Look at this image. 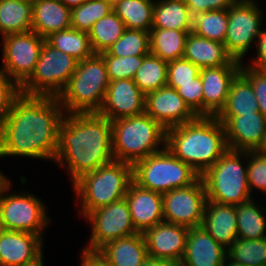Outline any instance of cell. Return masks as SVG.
<instances>
[{
    "label": "cell",
    "instance_id": "1",
    "mask_svg": "<svg viewBox=\"0 0 266 266\" xmlns=\"http://www.w3.org/2000/svg\"><path fill=\"white\" fill-rule=\"evenodd\" d=\"M64 115L57 97L21 94L0 123V158L22 156L54 162Z\"/></svg>",
    "mask_w": 266,
    "mask_h": 266
},
{
    "label": "cell",
    "instance_id": "2",
    "mask_svg": "<svg viewBox=\"0 0 266 266\" xmlns=\"http://www.w3.org/2000/svg\"><path fill=\"white\" fill-rule=\"evenodd\" d=\"M113 160L112 123L108 118L98 113H65L58 128L54 161L66 167L72 184Z\"/></svg>",
    "mask_w": 266,
    "mask_h": 266
},
{
    "label": "cell",
    "instance_id": "3",
    "mask_svg": "<svg viewBox=\"0 0 266 266\" xmlns=\"http://www.w3.org/2000/svg\"><path fill=\"white\" fill-rule=\"evenodd\" d=\"M166 147L200 176L228 150L224 126L215 116L166 129Z\"/></svg>",
    "mask_w": 266,
    "mask_h": 266
},
{
    "label": "cell",
    "instance_id": "4",
    "mask_svg": "<svg viewBox=\"0 0 266 266\" xmlns=\"http://www.w3.org/2000/svg\"><path fill=\"white\" fill-rule=\"evenodd\" d=\"M111 123L114 160L134 165L166 147V129L146 113Z\"/></svg>",
    "mask_w": 266,
    "mask_h": 266
},
{
    "label": "cell",
    "instance_id": "5",
    "mask_svg": "<svg viewBox=\"0 0 266 266\" xmlns=\"http://www.w3.org/2000/svg\"><path fill=\"white\" fill-rule=\"evenodd\" d=\"M132 181L133 165L117 160L82 175L72 187L81 215L125 198Z\"/></svg>",
    "mask_w": 266,
    "mask_h": 266
},
{
    "label": "cell",
    "instance_id": "6",
    "mask_svg": "<svg viewBox=\"0 0 266 266\" xmlns=\"http://www.w3.org/2000/svg\"><path fill=\"white\" fill-rule=\"evenodd\" d=\"M109 83L103 56L94 53L78 62L67 86L57 98L67 114L98 113Z\"/></svg>",
    "mask_w": 266,
    "mask_h": 266
},
{
    "label": "cell",
    "instance_id": "7",
    "mask_svg": "<svg viewBox=\"0 0 266 266\" xmlns=\"http://www.w3.org/2000/svg\"><path fill=\"white\" fill-rule=\"evenodd\" d=\"M246 158L248 151L228 149L200 176L207 200L236 206L253 199L249 190L247 164L243 162Z\"/></svg>",
    "mask_w": 266,
    "mask_h": 266
},
{
    "label": "cell",
    "instance_id": "8",
    "mask_svg": "<svg viewBox=\"0 0 266 266\" xmlns=\"http://www.w3.org/2000/svg\"><path fill=\"white\" fill-rule=\"evenodd\" d=\"M200 175L175 157L167 147L133 165V181L145 189L164 194L193 184Z\"/></svg>",
    "mask_w": 266,
    "mask_h": 266
},
{
    "label": "cell",
    "instance_id": "9",
    "mask_svg": "<svg viewBox=\"0 0 266 266\" xmlns=\"http://www.w3.org/2000/svg\"><path fill=\"white\" fill-rule=\"evenodd\" d=\"M78 62L44 41L33 73L21 85V93L58 97L67 86Z\"/></svg>",
    "mask_w": 266,
    "mask_h": 266
},
{
    "label": "cell",
    "instance_id": "10",
    "mask_svg": "<svg viewBox=\"0 0 266 266\" xmlns=\"http://www.w3.org/2000/svg\"><path fill=\"white\" fill-rule=\"evenodd\" d=\"M10 181L7 179L0 186V217L5 230L29 232L43 237V231L51 223L45 203L31 192L10 194Z\"/></svg>",
    "mask_w": 266,
    "mask_h": 266
},
{
    "label": "cell",
    "instance_id": "11",
    "mask_svg": "<svg viewBox=\"0 0 266 266\" xmlns=\"http://www.w3.org/2000/svg\"><path fill=\"white\" fill-rule=\"evenodd\" d=\"M256 1L237 0L228 9L229 22L224 45L228 54L241 63L261 33L263 11Z\"/></svg>",
    "mask_w": 266,
    "mask_h": 266
},
{
    "label": "cell",
    "instance_id": "12",
    "mask_svg": "<svg viewBox=\"0 0 266 266\" xmlns=\"http://www.w3.org/2000/svg\"><path fill=\"white\" fill-rule=\"evenodd\" d=\"M85 219L92 226L86 250L98 251L108 242L137 233L125 198L91 211Z\"/></svg>",
    "mask_w": 266,
    "mask_h": 266
},
{
    "label": "cell",
    "instance_id": "13",
    "mask_svg": "<svg viewBox=\"0 0 266 266\" xmlns=\"http://www.w3.org/2000/svg\"><path fill=\"white\" fill-rule=\"evenodd\" d=\"M2 68L20 86L33 73L45 39L34 31L2 37Z\"/></svg>",
    "mask_w": 266,
    "mask_h": 266
},
{
    "label": "cell",
    "instance_id": "14",
    "mask_svg": "<svg viewBox=\"0 0 266 266\" xmlns=\"http://www.w3.org/2000/svg\"><path fill=\"white\" fill-rule=\"evenodd\" d=\"M164 221L187 228L202 225L206 191L199 177L193 184L162 194Z\"/></svg>",
    "mask_w": 266,
    "mask_h": 266
},
{
    "label": "cell",
    "instance_id": "15",
    "mask_svg": "<svg viewBox=\"0 0 266 266\" xmlns=\"http://www.w3.org/2000/svg\"><path fill=\"white\" fill-rule=\"evenodd\" d=\"M224 126L229 150L257 151L266 133V118L260 112L243 115H216Z\"/></svg>",
    "mask_w": 266,
    "mask_h": 266
},
{
    "label": "cell",
    "instance_id": "16",
    "mask_svg": "<svg viewBox=\"0 0 266 266\" xmlns=\"http://www.w3.org/2000/svg\"><path fill=\"white\" fill-rule=\"evenodd\" d=\"M144 113L165 129L193 121L198 117L177 90L167 85L145 94Z\"/></svg>",
    "mask_w": 266,
    "mask_h": 266
},
{
    "label": "cell",
    "instance_id": "17",
    "mask_svg": "<svg viewBox=\"0 0 266 266\" xmlns=\"http://www.w3.org/2000/svg\"><path fill=\"white\" fill-rule=\"evenodd\" d=\"M145 94L133 79L110 81L98 114L111 122L144 113Z\"/></svg>",
    "mask_w": 266,
    "mask_h": 266
},
{
    "label": "cell",
    "instance_id": "18",
    "mask_svg": "<svg viewBox=\"0 0 266 266\" xmlns=\"http://www.w3.org/2000/svg\"><path fill=\"white\" fill-rule=\"evenodd\" d=\"M188 232L189 228L182 225L166 221L157 223L143 233L148 256L164 259L178 266L185 253Z\"/></svg>",
    "mask_w": 266,
    "mask_h": 266
},
{
    "label": "cell",
    "instance_id": "19",
    "mask_svg": "<svg viewBox=\"0 0 266 266\" xmlns=\"http://www.w3.org/2000/svg\"><path fill=\"white\" fill-rule=\"evenodd\" d=\"M44 237L5 230L0 238V266H30L43 256Z\"/></svg>",
    "mask_w": 266,
    "mask_h": 266
},
{
    "label": "cell",
    "instance_id": "20",
    "mask_svg": "<svg viewBox=\"0 0 266 266\" xmlns=\"http://www.w3.org/2000/svg\"><path fill=\"white\" fill-rule=\"evenodd\" d=\"M125 199L137 233H144L147 229L164 221L161 193L140 187L132 181Z\"/></svg>",
    "mask_w": 266,
    "mask_h": 266
},
{
    "label": "cell",
    "instance_id": "21",
    "mask_svg": "<svg viewBox=\"0 0 266 266\" xmlns=\"http://www.w3.org/2000/svg\"><path fill=\"white\" fill-rule=\"evenodd\" d=\"M242 66L206 67L200 70L203 83V116H216L224 107L232 81Z\"/></svg>",
    "mask_w": 266,
    "mask_h": 266
},
{
    "label": "cell",
    "instance_id": "22",
    "mask_svg": "<svg viewBox=\"0 0 266 266\" xmlns=\"http://www.w3.org/2000/svg\"><path fill=\"white\" fill-rule=\"evenodd\" d=\"M227 249L202 226L189 228L184 256L178 266H222Z\"/></svg>",
    "mask_w": 266,
    "mask_h": 266
},
{
    "label": "cell",
    "instance_id": "23",
    "mask_svg": "<svg viewBox=\"0 0 266 266\" xmlns=\"http://www.w3.org/2000/svg\"><path fill=\"white\" fill-rule=\"evenodd\" d=\"M201 226L228 249L238 238L236 206L206 200Z\"/></svg>",
    "mask_w": 266,
    "mask_h": 266
},
{
    "label": "cell",
    "instance_id": "24",
    "mask_svg": "<svg viewBox=\"0 0 266 266\" xmlns=\"http://www.w3.org/2000/svg\"><path fill=\"white\" fill-rule=\"evenodd\" d=\"M183 58L200 69L218 66H242L227 52L224 43L209 40L190 32L186 39Z\"/></svg>",
    "mask_w": 266,
    "mask_h": 266
},
{
    "label": "cell",
    "instance_id": "25",
    "mask_svg": "<svg viewBox=\"0 0 266 266\" xmlns=\"http://www.w3.org/2000/svg\"><path fill=\"white\" fill-rule=\"evenodd\" d=\"M71 9L60 0H34L32 31L44 39L54 32L71 28Z\"/></svg>",
    "mask_w": 266,
    "mask_h": 266
},
{
    "label": "cell",
    "instance_id": "26",
    "mask_svg": "<svg viewBox=\"0 0 266 266\" xmlns=\"http://www.w3.org/2000/svg\"><path fill=\"white\" fill-rule=\"evenodd\" d=\"M98 251L111 266H141L148 257L143 233L115 239Z\"/></svg>",
    "mask_w": 266,
    "mask_h": 266
},
{
    "label": "cell",
    "instance_id": "27",
    "mask_svg": "<svg viewBox=\"0 0 266 266\" xmlns=\"http://www.w3.org/2000/svg\"><path fill=\"white\" fill-rule=\"evenodd\" d=\"M192 26L185 0H155L152 28L192 31Z\"/></svg>",
    "mask_w": 266,
    "mask_h": 266
},
{
    "label": "cell",
    "instance_id": "28",
    "mask_svg": "<svg viewBox=\"0 0 266 266\" xmlns=\"http://www.w3.org/2000/svg\"><path fill=\"white\" fill-rule=\"evenodd\" d=\"M33 1L0 0V34L32 31Z\"/></svg>",
    "mask_w": 266,
    "mask_h": 266
},
{
    "label": "cell",
    "instance_id": "29",
    "mask_svg": "<svg viewBox=\"0 0 266 266\" xmlns=\"http://www.w3.org/2000/svg\"><path fill=\"white\" fill-rule=\"evenodd\" d=\"M192 31L152 28L150 53L167 62L183 58L188 34Z\"/></svg>",
    "mask_w": 266,
    "mask_h": 266
},
{
    "label": "cell",
    "instance_id": "30",
    "mask_svg": "<svg viewBox=\"0 0 266 266\" xmlns=\"http://www.w3.org/2000/svg\"><path fill=\"white\" fill-rule=\"evenodd\" d=\"M251 199L236 205L238 238L261 239L266 237L265 206Z\"/></svg>",
    "mask_w": 266,
    "mask_h": 266
},
{
    "label": "cell",
    "instance_id": "31",
    "mask_svg": "<svg viewBox=\"0 0 266 266\" xmlns=\"http://www.w3.org/2000/svg\"><path fill=\"white\" fill-rule=\"evenodd\" d=\"M259 111L252 84L239 73L231 83L224 107L217 115H243Z\"/></svg>",
    "mask_w": 266,
    "mask_h": 266
},
{
    "label": "cell",
    "instance_id": "32",
    "mask_svg": "<svg viewBox=\"0 0 266 266\" xmlns=\"http://www.w3.org/2000/svg\"><path fill=\"white\" fill-rule=\"evenodd\" d=\"M155 0H121L113 11L127 29L150 32L153 24Z\"/></svg>",
    "mask_w": 266,
    "mask_h": 266
},
{
    "label": "cell",
    "instance_id": "33",
    "mask_svg": "<svg viewBox=\"0 0 266 266\" xmlns=\"http://www.w3.org/2000/svg\"><path fill=\"white\" fill-rule=\"evenodd\" d=\"M45 41L78 61L87 59L94 54L88 33L74 28L54 32L46 37Z\"/></svg>",
    "mask_w": 266,
    "mask_h": 266
},
{
    "label": "cell",
    "instance_id": "34",
    "mask_svg": "<svg viewBox=\"0 0 266 266\" xmlns=\"http://www.w3.org/2000/svg\"><path fill=\"white\" fill-rule=\"evenodd\" d=\"M125 29V24L114 11L95 22L88 32L93 52L106 51L122 36Z\"/></svg>",
    "mask_w": 266,
    "mask_h": 266
},
{
    "label": "cell",
    "instance_id": "35",
    "mask_svg": "<svg viewBox=\"0 0 266 266\" xmlns=\"http://www.w3.org/2000/svg\"><path fill=\"white\" fill-rule=\"evenodd\" d=\"M167 68V61L150 53L144 57L133 81L144 94L156 91L167 85Z\"/></svg>",
    "mask_w": 266,
    "mask_h": 266
},
{
    "label": "cell",
    "instance_id": "36",
    "mask_svg": "<svg viewBox=\"0 0 266 266\" xmlns=\"http://www.w3.org/2000/svg\"><path fill=\"white\" fill-rule=\"evenodd\" d=\"M228 22V10L198 13L193 16L192 32L197 36L224 43Z\"/></svg>",
    "mask_w": 266,
    "mask_h": 266
},
{
    "label": "cell",
    "instance_id": "37",
    "mask_svg": "<svg viewBox=\"0 0 266 266\" xmlns=\"http://www.w3.org/2000/svg\"><path fill=\"white\" fill-rule=\"evenodd\" d=\"M227 256L230 260L245 266H266V237L237 238L227 249Z\"/></svg>",
    "mask_w": 266,
    "mask_h": 266
},
{
    "label": "cell",
    "instance_id": "38",
    "mask_svg": "<svg viewBox=\"0 0 266 266\" xmlns=\"http://www.w3.org/2000/svg\"><path fill=\"white\" fill-rule=\"evenodd\" d=\"M112 11L113 7L105 0H87L71 9V28L88 33L95 22Z\"/></svg>",
    "mask_w": 266,
    "mask_h": 266
},
{
    "label": "cell",
    "instance_id": "39",
    "mask_svg": "<svg viewBox=\"0 0 266 266\" xmlns=\"http://www.w3.org/2000/svg\"><path fill=\"white\" fill-rule=\"evenodd\" d=\"M117 57L150 54V32L125 29L122 36L106 50Z\"/></svg>",
    "mask_w": 266,
    "mask_h": 266
},
{
    "label": "cell",
    "instance_id": "40",
    "mask_svg": "<svg viewBox=\"0 0 266 266\" xmlns=\"http://www.w3.org/2000/svg\"><path fill=\"white\" fill-rule=\"evenodd\" d=\"M103 56L109 81L133 79L141 63L147 55L117 57L107 51L100 53Z\"/></svg>",
    "mask_w": 266,
    "mask_h": 266
},
{
    "label": "cell",
    "instance_id": "41",
    "mask_svg": "<svg viewBox=\"0 0 266 266\" xmlns=\"http://www.w3.org/2000/svg\"><path fill=\"white\" fill-rule=\"evenodd\" d=\"M200 68L185 58H179L168 62L167 86L178 89L179 84L194 82L200 74Z\"/></svg>",
    "mask_w": 266,
    "mask_h": 266
},
{
    "label": "cell",
    "instance_id": "42",
    "mask_svg": "<svg viewBox=\"0 0 266 266\" xmlns=\"http://www.w3.org/2000/svg\"><path fill=\"white\" fill-rule=\"evenodd\" d=\"M247 162V177L249 190L259 189L258 192L266 194V156L257 151H248ZM253 188V189H252Z\"/></svg>",
    "mask_w": 266,
    "mask_h": 266
},
{
    "label": "cell",
    "instance_id": "43",
    "mask_svg": "<svg viewBox=\"0 0 266 266\" xmlns=\"http://www.w3.org/2000/svg\"><path fill=\"white\" fill-rule=\"evenodd\" d=\"M21 94V86L0 67V123L6 118Z\"/></svg>",
    "mask_w": 266,
    "mask_h": 266
},
{
    "label": "cell",
    "instance_id": "44",
    "mask_svg": "<svg viewBox=\"0 0 266 266\" xmlns=\"http://www.w3.org/2000/svg\"><path fill=\"white\" fill-rule=\"evenodd\" d=\"M177 92L197 116H203V83L200 74L194 82L179 84Z\"/></svg>",
    "mask_w": 266,
    "mask_h": 266
},
{
    "label": "cell",
    "instance_id": "45",
    "mask_svg": "<svg viewBox=\"0 0 266 266\" xmlns=\"http://www.w3.org/2000/svg\"><path fill=\"white\" fill-rule=\"evenodd\" d=\"M240 73L252 84L259 111L266 118V72L242 63Z\"/></svg>",
    "mask_w": 266,
    "mask_h": 266
},
{
    "label": "cell",
    "instance_id": "46",
    "mask_svg": "<svg viewBox=\"0 0 266 266\" xmlns=\"http://www.w3.org/2000/svg\"><path fill=\"white\" fill-rule=\"evenodd\" d=\"M237 0H185L192 16L213 10H228Z\"/></svg>",
    "mask_w": 266,
    "mask_h": 266
},
{
    "label": "cell",
    "instance_id": "47",
    "mask_svg": "<svg viewBox=\"0 0 266 266\" xmlns=\"http://www.w3.org/2000/svg\"><path fill=\"white\" fill-rule=\"evenodd\" d=\"M256 58L249 62L248 66L256 69H265L266 68V29L261 30V33L257 39L256 43Z\"/></svg>",
    "mask_w": 266,
    "mask_h": 266
},
{
    "label": "cell",
    "instance_id": "48",
    "mask_svg": "<svg viewBox=\"0 0 266 266\" xmlns=\"http://www.w3.org/2000/svg\"><path fill=\"white\" fill-rule=\"evenodd\" d=\"M81 266H111L99 251L82 249Z\"/></svg>",
    "mask_w": 266,
    "mask_h": 266
},
{
    "label": "cell",
    "instance_id": "49",
    "mask_svg": "<svg viewBox=\"0 0 266 266\" xmlns=\"http://www.w3.org/2000/svg\"><path fill=\"white\" fill-rule=\"evenodd\" d=\"M141 266H177L176 264L159 258L148 256Z\"/></svg>",
    "mask_w": 266,
    "mask_h": 266
},
{
    "label": "cell",
    "instance_id": "50",
    "mask_svg": "<svg viewBox=\"0 0 266 266\" xmlns=\"http://www.w3.org/2000/svg\"><path fill=\"white\" fill-rule=\"evenodd\" d=\"M66 7L72 9L74 7L80 6L87 0H60Z\"/></svg>",
    "mask_w": 266,
    "mask_h": 266
},
{
    "label": "cell",
    "instance_id": "51",
    "mask_svg": "<svg viewBox=\"0 0 266 266\" xmlns=\"http://www.w3.org/2000/svg\"><path fill=\"white\" fill-rule=\"evenodd\" d=\"M257 152L266 156V133L264 135L263 142L261 146L259 147V149L257 150Z\"/></svg>",
    "mask_w": 266,
    "mask_h": 266
},
{
    "label": "cell",
    "instance_id": "52",
    "mask_svg": "<svg viewBox=\"0 0 266 266\" xmlns=\"http://www.w3.org/2000/svg\"><path fill=\"white\" fill-rule=\"evenodd\" d=\"M222 266H245L242 264H238L232 260H230L228 257L226 258L225 262L222 264Z\"/></svg>",
    "mask_w": 266,
    "mask_h": 266
},
{
    "label": "cell",
    "instance_id": "53",
    "mask_svg": "<svg viewBox=\"0 0 266 266\" xmlns=\"http://www.w3.org/2000/svg\"><path fill=\"white\" fill-rule=\"evenodd\" d=\"M8 179V176L6 177L3 172L0 170V186Z\"/></svg>",
    "mask_w": 266,
    "mask_h": 266
},
{
    "label": "cell",
    "instance_id": "54",
    "mask_svg": "<svg viewBox=\"0 0 266 266\" xmlns=\"http://www.w3.org/2000/svg\"><path fill=\"white\" fill-rule=\"evenodd\" d=\"M4 231H5V227H4V224L2 223V220L0 217V238L2 237Z\"/></svg>",
    "mask_w": 266,
    "mask_h": 266
},
{
    "label": "cell",
    "instance_id": "55",
    "mask_svg": "<svg viewBox=\"0 0 266 266\" xmlns=\"http://www.w3.org/2000/svg\"><path fill=\"white\" fill-rule=\"evenodd\" d=\"M105 1L113 7L121 0H105Z\"/></svg>",
    "mask_w": 266,
    "mask_h": 266
},
{
    "label": "cell",
    "instance_id": "56",
    "mask_svg": "<svg viewBox=\"0 0 266 266\" xmlns=\"http://www.w3.org/2000/svg\"><path fill=\"white\" fill-rule=\"evenodd\" d=\"M44 260H43V258L40 260V261H38L37 263H35V264H33V265H30V266H44L43 264H44V262H43Z\"/></svg>",
    "mask_w": 266,
    "mask_h": 266
}]
</instances>
